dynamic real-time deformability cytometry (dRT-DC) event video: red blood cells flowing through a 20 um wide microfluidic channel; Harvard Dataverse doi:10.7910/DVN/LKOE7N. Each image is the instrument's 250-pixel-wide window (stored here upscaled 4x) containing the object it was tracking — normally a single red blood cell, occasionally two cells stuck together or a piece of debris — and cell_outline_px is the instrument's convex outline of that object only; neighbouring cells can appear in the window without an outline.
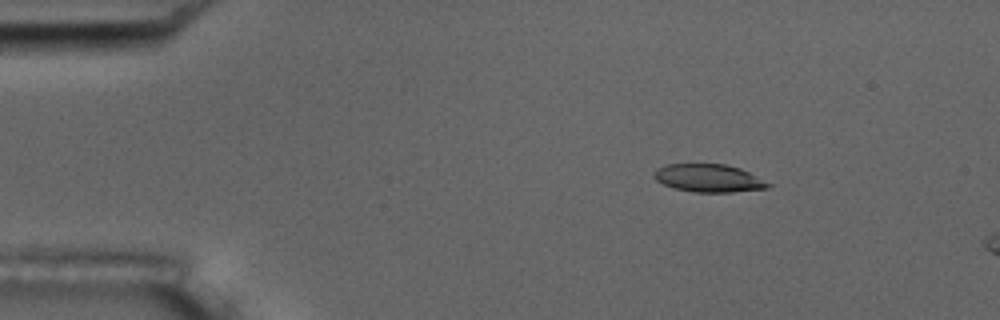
{"species": "common noctule bat (a hibernating species)", "species_latin": "Nyctalus noctula", "temperature_condition": "room temperature", "stored_images_in_passage": 4, "camera_frame_rate_fps": 3000, "um_per_image_px": 0.085, "animal": {"sex": "male", "body_mass_g": 17.5, "forearm_length_mm": 52.3}, "frame": {"image": 1, "passage_image": 2, "time_ms": 0.333, "image_size_px": [1000, 320], "cell_outline_px": [[772, 184], [768, 188], [732, 192], [692, 192], [672, 188], [656, 180], [652, 176], [664, 164], [724, 164], [740, 168]], "centroid_in_image_um": [60.23, 15.15], "position_along_channel_um": 24.8, "area_um2": 18.44}}